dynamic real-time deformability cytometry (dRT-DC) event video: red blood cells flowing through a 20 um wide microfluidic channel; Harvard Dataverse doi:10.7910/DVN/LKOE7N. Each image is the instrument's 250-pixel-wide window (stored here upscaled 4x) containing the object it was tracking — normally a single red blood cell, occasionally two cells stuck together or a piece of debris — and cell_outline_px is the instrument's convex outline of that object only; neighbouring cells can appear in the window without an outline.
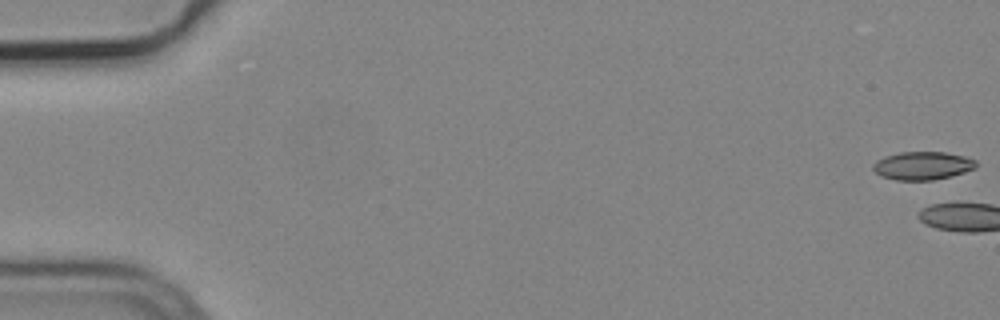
{"species": "common noctule bat (a hibernating species)", "species_latin": "Nyctalus noctula", "temperature_condition": "cold", "stored_images_in_passage": 6, "camera_frame_rate_fps": 3000, "um_per_image_px": 0.085, "animal": {"sex": "male", "body_mass_g": 19.2, "forearm_length_mm": 51.8}, "frame": {"image": 1, "passage_image": 1, "time_ms": 0.0, "image_size_px": [1000, 320], "cell_outline_px": [[976, 168], [952, 176], [932, 180], [896, 180], [880, 176], [872, 168], [872, 164], [876, 160], [884, 156], [900, 152], [944, 152], [964, 156], [976, 160]], "centroid_in_image_um": [78.4, 14.08], "position_along_channel_um": 6.6, "area_um2": 16.99}}